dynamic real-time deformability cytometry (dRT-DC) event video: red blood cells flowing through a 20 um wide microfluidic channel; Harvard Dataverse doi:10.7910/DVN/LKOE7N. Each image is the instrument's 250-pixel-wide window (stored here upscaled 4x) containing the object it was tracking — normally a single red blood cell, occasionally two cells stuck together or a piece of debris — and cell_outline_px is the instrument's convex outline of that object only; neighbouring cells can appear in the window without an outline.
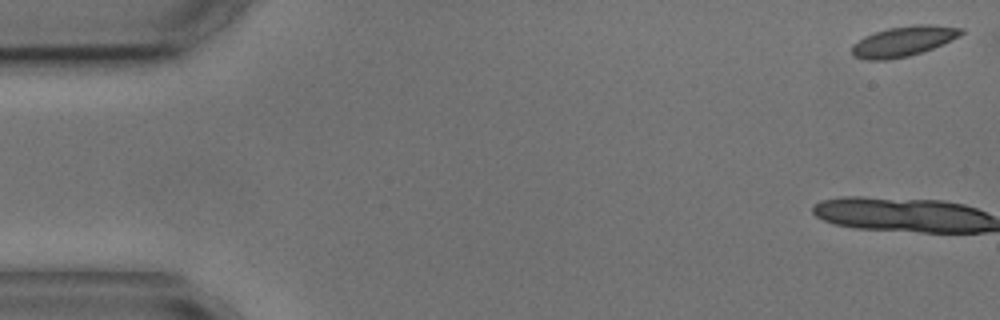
{"species": "common noctule bat (a hibernating species)", "species_latin": "Nyctalus noctula", "temperature_condition": "cold", "stored_images_in_passage": 7, "camera_frame_rate_fps": 3000, "um_per_image_px": 0.085, "animal": {"sex": "male", "body_mass_g": 17.9, "forearm_length_mm": 54.2}, "frame": {"image": 1, "passage_image": 1, "time_ms": 0.0, "image_size_px": [1000, 320], "cell_outline_px": [[964, 32], [960, 36], [932, 48], [908, 56], [888, 60], [864, 60], [852, 56], [852, 44], [864, 36], [888, 28], [916, 24], [932, 24], [964, 28]], "centroid_in_image_um": [76.77, 3.5], "position_along_channel_um": 8.2, "area_um2": 19.25}}
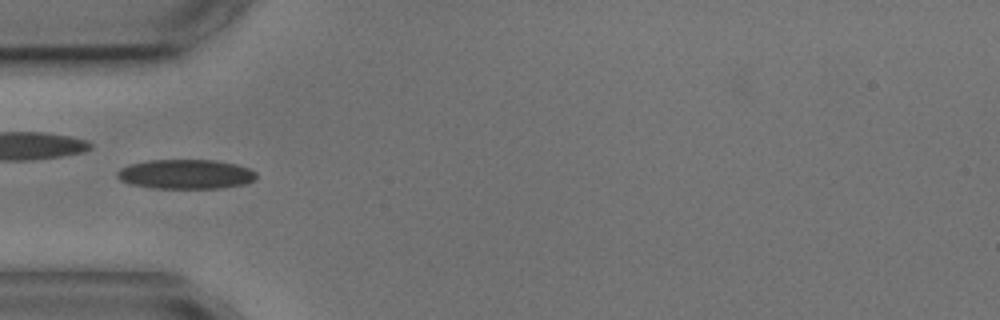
{"frame": {"image": 2, "passage_image": 5, "time_ms": 5.667, "image_size_px": [1000, 320], "cell_outline_px": [[256, 180], [244, 184], [220, 188], [152, 188], [132, 184], [120, 180], [116, 176], [116, 172], [120, 168], [128, 164], [152, 160], [216, 160], [236, 164], [248, 168], [256, 172]], "centroid_in_image_um": [15.78, 14.8], "position_along_channel_um": 69.2, "area_um2": 23.99}}